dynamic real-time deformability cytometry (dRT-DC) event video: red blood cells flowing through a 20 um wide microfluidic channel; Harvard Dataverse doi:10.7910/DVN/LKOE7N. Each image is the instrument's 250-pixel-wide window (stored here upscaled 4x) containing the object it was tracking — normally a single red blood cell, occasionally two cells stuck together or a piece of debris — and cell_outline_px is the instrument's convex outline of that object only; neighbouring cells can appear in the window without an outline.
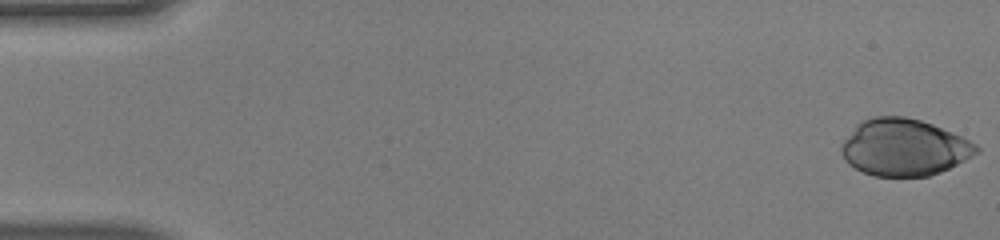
{"species": "human", "species_latin": "Homo sapiens", "temperature_condition": "warm", "stored_images_in_passage": 50, "camera_frame_rate_fps": 3000, "um_per_image_px": 0.085, "donor": {"sex": "male"}, "frame": {"image": 1, "passage_image": 1, "time_ms": 0.0, "image_size_px": [1000, 240], "cell_outline_px": [[980, 152], [940, 172], [928, 176], [872, 176], [848, 164], [840, 152], [840, 148], [844, 140], [856, 124], [872, 116], [904, 116], [920, 120], [932, 124], [960, 136], [976, 144], [980, 148]], "centroid_in_image_um": [76.82, 12.53], "position_along_channel_um": 8.2, "area_um2": 44.51}}
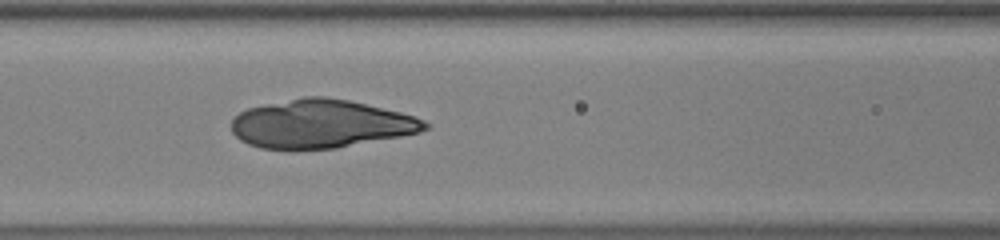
{"frame": {"image": 2, "passage_image": 22, "time_ms": 7.0, "image_size_px": [1000, 240], "cell_outline_px": [[432, 128], [420, 132], [400, 136], [336, 148], [296, 152], [292, 152], [260, 148], [248, 144], [240, 140], [232, 132], [232, 120], [240, 112], [248, 108], [304, 96], [328, 96], [348, 100], [400, 112], [416, 116], [432, 124]], "centroid_in_image_um": [27.27, 10.56], "position_along_channel_um": 139.3, "area_um2": 55.43}}
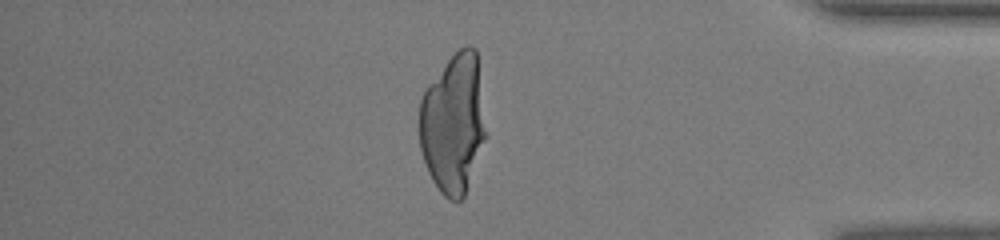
{"frame": {"image": 3, "passage_image": 43, "time_ms": 14.0, "image_size_px": [1000, 240], "cell_outline_px": [[488, 136], [464, 196], [460, 200], [448, 200], [440, 192], [432, 180], [428, 172], [420, 148], [420, 100], [424, 88], [448, 60], [460, 48], [468, 44], [476, 48]], "centroid_in_image_um": [38.55, 10.5], "position_along_channel_um": 396.6, "area_um2": 54.74}}